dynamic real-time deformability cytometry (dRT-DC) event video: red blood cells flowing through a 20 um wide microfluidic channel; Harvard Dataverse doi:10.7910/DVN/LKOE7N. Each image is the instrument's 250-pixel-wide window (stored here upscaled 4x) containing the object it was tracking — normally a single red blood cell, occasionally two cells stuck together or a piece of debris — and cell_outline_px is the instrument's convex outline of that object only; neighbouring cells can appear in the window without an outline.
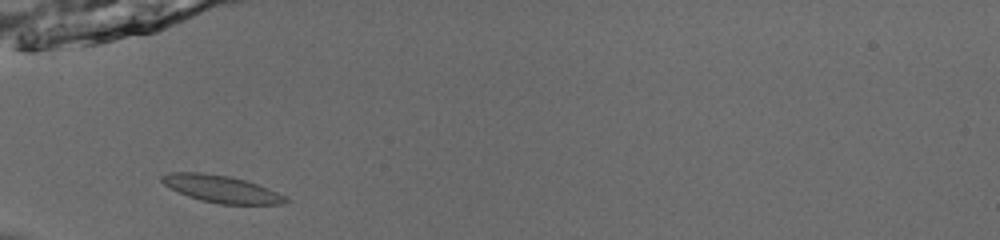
{"species": "common noctule bat (a hibernating species)", "species_latin": "Nyctalus noctula", "temperature_condition": "room temperature", "stored_images_in_passage": 36, "camera_frame_rate_fps": 3000, "um_per_image_px": 0.085, "animal": {"sex": "male", "body_mass_g": 13.0, "forearm_length_mm": 53.1}, "frame": {"image": 1, "passage_image": 2, "time_ms": 0.333, "image_size_px": [1000, 240], "cell_outline_px": [[292, 200], [284, 204], [220, 204], [200, 200], [188, 196], [164, 184], [160, 180], [160, 176], [168, 172], [204, 172], [228, 176], [244, 180], [268, 188]], "centroid_in_image_um": [18.81, 16.06], "position_along_channel_um": 66.2, "area_um2": 19.48}}
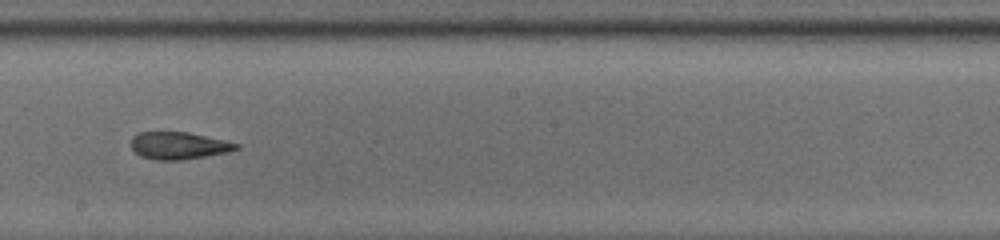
{"frame": {"image": 2, "passage_image": 15, "time_ms": 4.667, "image_size_px": [1000, 240], "cell_outline_px": [[240, 148], [228, 152], [180, 160], [156, 160], [140, 156], [132, 148], [132, 136], [140, 132], [188, 132], [224, 140], [240, 144]], "centroid_in_image_um": [15.19, 12.37], "position_along_channel_um": 233.0, "area_um2": 16.59}}
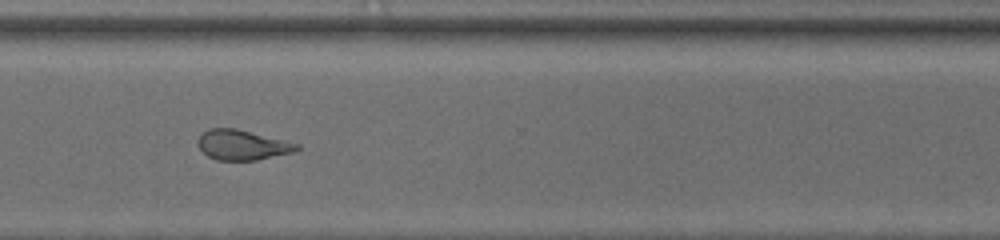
{"frame": {"image": 3, "passage_image": 24, "time_ms": 7.667, "image_size_px": [1000, 240], "cell_outline_px": [[300, 148], [292, 152], [256, 160], [216, 160], [208, 156], [196, 144], [196, 140], [208, 128], [236, 128], [300, 144]], "centroid_in_image_um": [20.56, 12.31], "position_along_channel_um": 350.0, "area_um2": 17.22}, "authors_computed_cell_mechanics": {"area_um2": 17.9469, "velocity_mm_per_s": 3.9136, "shape_relaxation_time_tau1_ms": 5.3268, "shape_relaxation_time_tau2_ms": 3.3924, "deformation_change_tau1": 0.1849, "deformation_change_tau2": 0.0755}}